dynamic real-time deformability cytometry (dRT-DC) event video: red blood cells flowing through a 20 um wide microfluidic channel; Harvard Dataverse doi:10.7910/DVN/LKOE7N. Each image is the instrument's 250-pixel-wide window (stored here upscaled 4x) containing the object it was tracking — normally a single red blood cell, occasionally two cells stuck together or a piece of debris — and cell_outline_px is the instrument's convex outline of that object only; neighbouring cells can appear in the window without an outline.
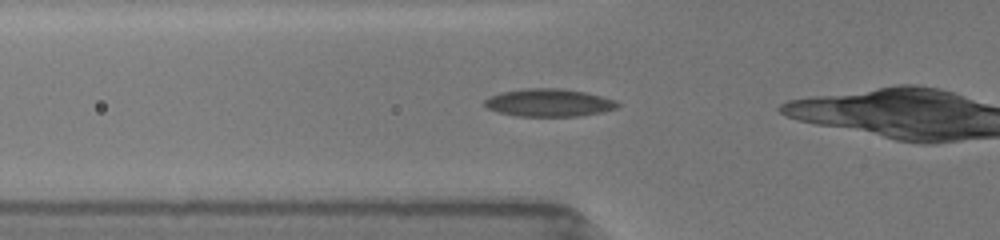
{"species": "common noctule bat (a hibernating species)", "species_latin": "Nyctalus noctula", "temperature_condition": "room temperature", "stored_images_in_passage": 27, "camera_frame_rate_fps": 3000, "um_per_image_px": 0.085, "animal": {"sex": "female", "body_mass_g": 19.5, "forearm_length_mm": 54.1}, "frame": {"image": 1, "passage_image": 16, "time_ms": 4.0, "image_size_px": [1000, 240], "cell_outline_px": [[620, 104], [616, 108], [604, 112], [580, 116], [516, 116], [496, 112], [488, 108], [484, 104], [484, 100], [488, 96], [500, 92], [524, 88], [560, 88], [584, 92], [616, 100]], "centroid_in_image_um": [46.63, 8.73], "position_along_channel_um": 79.2, "area_um2": 21.68}}
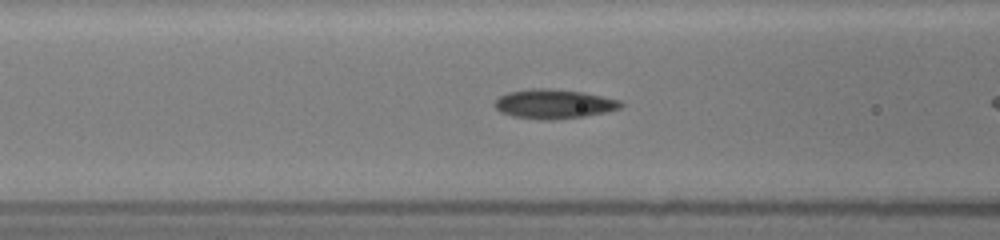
{"frame": {"image": 2, "passage_image": 20, "time_ms": 5.0, "image_size_px": [1000, 240], "cell_outline_px": [[624, 104], [620, 108], [608, 112], [584, 116], [552, 120], [540, 120], [512, 116], [500, 112], [492, 104], [500, 96], [508, 92], [532, 88], [552, 88], [584, 92], [620, 100]], "centroid_in_image_um": [47.07, 8.83], "position_along_channel_um": 119.5, "area_um2": 21.79}}
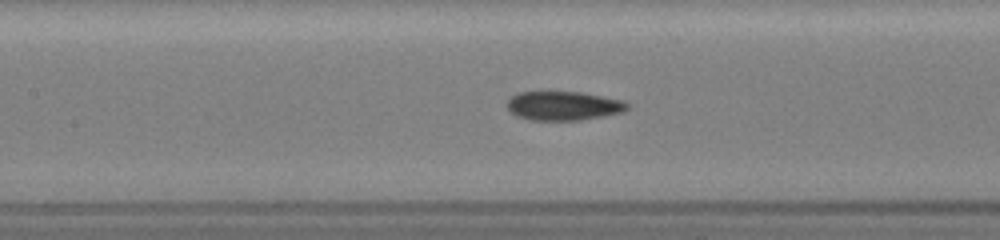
{"frame": {"image": 3, "passage_image": 24, "time_ms": 6.0, "image_size_px": [1000, 240], "cell_outline_px": [[628, 108], [624, 112], [604, 116], [580, 120], [528, 120], [516, 116], [508, 108], [508, 100], [516, 92], [540, 88], [584, 92], [624, 100], [628, 104]], "centroid_in_image_um": [47.86, 8.93], "position_along_channel_um": 159.5, "area_um2": 21.44}}